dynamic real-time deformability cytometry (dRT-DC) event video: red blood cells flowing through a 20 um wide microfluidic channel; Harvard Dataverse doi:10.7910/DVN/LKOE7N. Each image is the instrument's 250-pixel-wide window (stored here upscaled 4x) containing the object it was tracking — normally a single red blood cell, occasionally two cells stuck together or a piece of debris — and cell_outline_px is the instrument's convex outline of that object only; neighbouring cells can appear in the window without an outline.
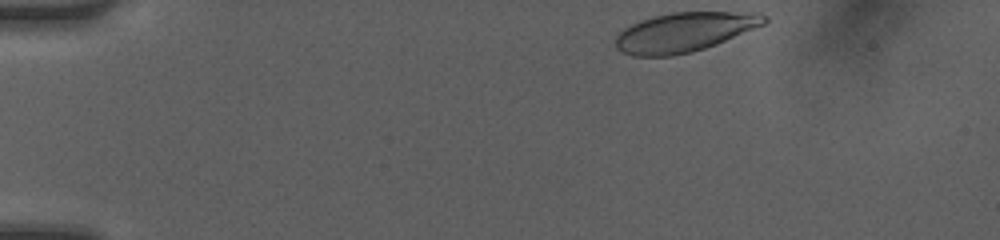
{"species": "human", "species_latin": "Homo sapiens", "temperature_condition": "room temperature", "stored_images_in_passage": 23, "camera_frame_rate_fps": 3000, "um_per_image_px": 0.085, "donor": {"sex": "female"}, "frame": {"image": 1, "passage_image": 1, "time_ms": 0.0, "image_size_px": [1000, 240], "cell_outline_px": [[768, 20], [764, 24], [716, 44], [692, 52], [672, 56], [632, 56], [620, 52], [616, 48], [616, 36], [624, 28], [640, 20], [672, 12], [760, 12], [768, 16]], "centroid_in_image_um": [58.17, 2.73], "position_along_channel_um": 26.8, "area_um2": 34.1}}
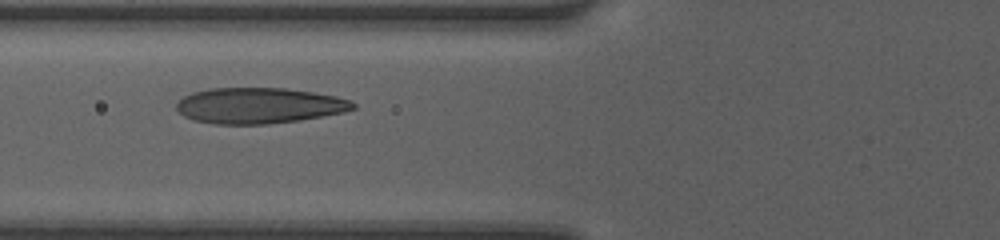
{"frame": {"image": 2, "passage_image": 12, "time_ms": 3.667, "image_size_px": [1000, 240], "cell_outline_px": [[356, 108], [344, 112], [300, 120], [268, 124], [216, 124], [192, 120], [184, 116], [176, 108], [176, 104], [184, 96], [192, 92], [208, 88], [284, 88], [312, 92], [336, 96], [352, 100], [356, 104]], "centroid_in_image_um": [22.02, 8.97], "position_along_channel_um": 103.8, "area_um2": 36.93}}
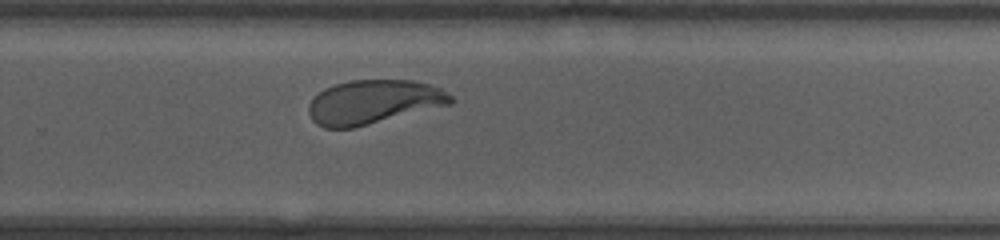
{"frame": {"image": 3, "passage_image": 23, "time_ms": 7.333, "image_size_px": [1000, 240], "cell_outline_px": [[456, 100], [452, 104], [352, 128], [324, 128], [316, 124], [312, 120], [308, 112], [308, 104], [324, 88], [336, 84], [352, 80], [412, 80], [428, 84], [440, 88], [452, 96]], "centroid_in_image_um": [31.75, 8.67], "position_along_channel_um": 298.1, "area_um2": 36.36}}